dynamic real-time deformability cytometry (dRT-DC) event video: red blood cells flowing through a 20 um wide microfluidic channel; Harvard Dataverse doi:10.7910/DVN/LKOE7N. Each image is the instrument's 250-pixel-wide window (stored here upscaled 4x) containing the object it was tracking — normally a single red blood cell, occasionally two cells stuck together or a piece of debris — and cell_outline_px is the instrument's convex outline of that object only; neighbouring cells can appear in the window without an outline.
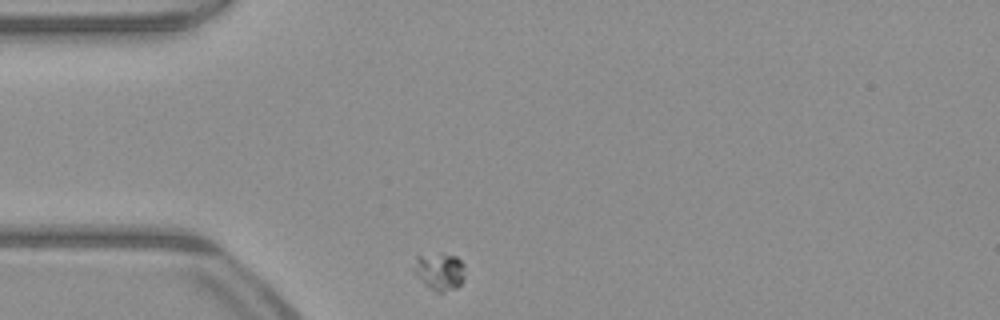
{"species": "common noctule bat (a hibernating species)", "species_latin": "Nyctalus noctula", "temperature_condition": "warm", "stored_images_in_passage": 35, "camera_frame_rate_fps": 3000, "um_per_image_px": 0.085, "animal": {"sex": "male", "body_mass_g": 23.1, "forearm_length_mm": 52.7}, "frame": {"image": 1, "passage_image": 1, "time_ms": 0.0, "image_size_px": [1000, 320], "cell_outline_px": [[464, 280], [456, 288], [444, 292], [436, 292], [412, 272], [412, 268], [416, 256], [456, 256], [464, 264]], "centroid_in_image_um": [37.37, 23.11], "position_along_channel_um": 47.6, "area_um2": 10.75}}
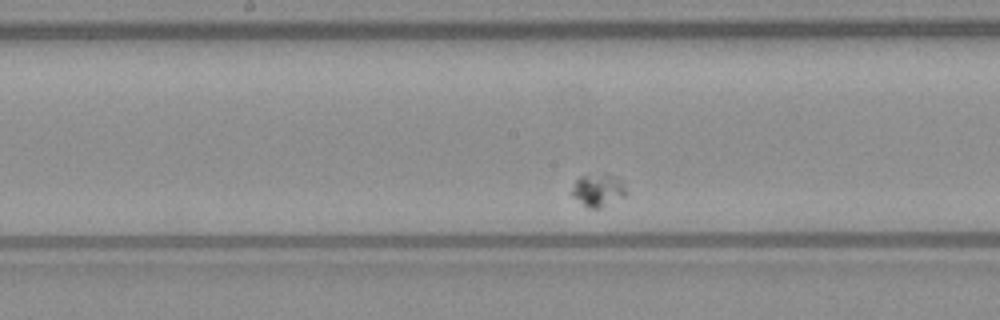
{"frame": {"image": 2, "passage_image": 16, "time_ms": 5.0, "image_size_px": [1000, 320], "cell_outline_px": [[628, 192], [624, 196], [600, 208], [588, 208], [572, 196], [568, 192], [576, 180], [580, 176], [616, 176], [620, 180]], "centroid_in_image_um": [50.79, 16.2], "position_along_channel_um": 197.4, "area_um2": 10.06}}
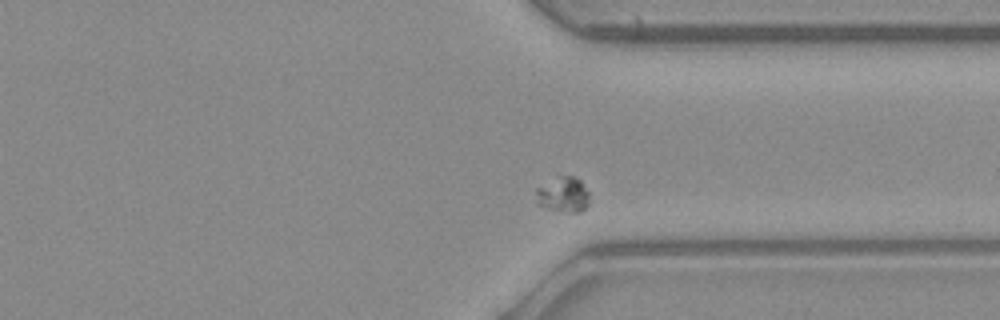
{"frame": {"image": 3, "passage_image": 30, "time_ms": 9.667, "image_size_px": [1000, 320], "cell_outline_px": [[588, 204], [580, 212], [568, 212], [536, 204], [536, 188], [560, 176], [576, 176], [580, 180], [588, 192]], "centroid_in_image_um": [47.88, 16.53], "position_along_channel_um": 363.5, "area_um2": 10.69}}